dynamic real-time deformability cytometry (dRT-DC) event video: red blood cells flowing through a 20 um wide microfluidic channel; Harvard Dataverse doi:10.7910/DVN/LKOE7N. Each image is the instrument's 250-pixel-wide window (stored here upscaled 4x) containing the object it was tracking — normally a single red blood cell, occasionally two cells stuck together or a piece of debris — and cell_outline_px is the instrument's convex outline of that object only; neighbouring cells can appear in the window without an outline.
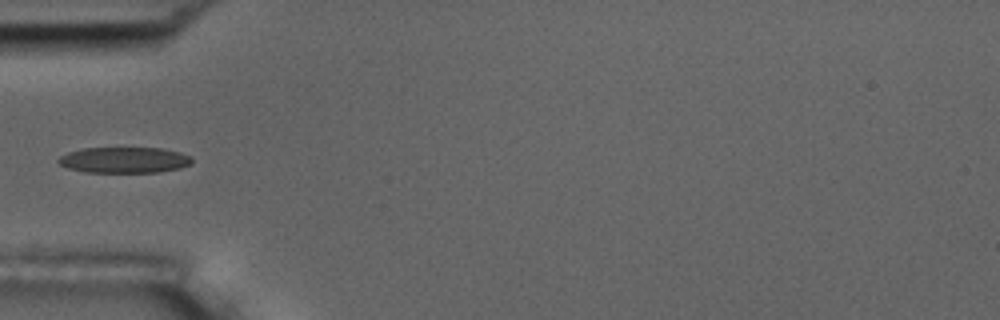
{"species": "common noctule bat (a hibernating species)", "species_latin": "Nyctalus noctula", "temperature_condition": "room temperature", "stored_images_in_passage": 1, "camera_frame_rate_fps": 3000, "um_per_image_px": 0.085, "animal": {"sex": "male", "body_mass_g": 17.5, "forearm_length_mm": 52.3}, "frame": {"image": 1, "passage_image": 1, "time_ms": 0.0, "image_size_px": [1000, 320], "cell_outline_px": [[192, 164], [180, 168], [160, 172], [84, 172], [68, 168], [60, 164], [56, 160], [60, 156], [68, 152], [84, 148], [164, 148], [180, 152], [192, 156]], "centroid_in_image_um": [10.59, 13.6], "position_along_channel_um": 74.4, "area_um2": 20.29}}